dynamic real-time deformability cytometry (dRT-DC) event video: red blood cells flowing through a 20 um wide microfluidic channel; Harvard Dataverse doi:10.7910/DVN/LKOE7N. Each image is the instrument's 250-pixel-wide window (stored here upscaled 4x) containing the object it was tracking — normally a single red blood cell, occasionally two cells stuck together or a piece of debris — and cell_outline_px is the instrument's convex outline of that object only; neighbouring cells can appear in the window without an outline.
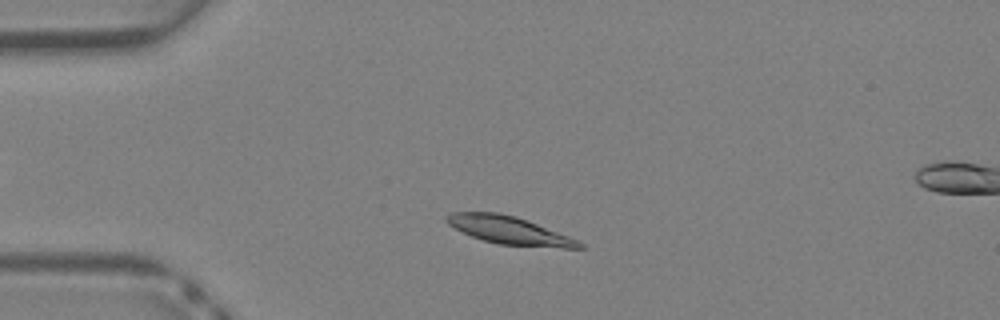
{"species": "Egyptian fruit bat (a non-hibernating species)", "species_latin": "Rousettus aegyptiacus", "temperature_condition": "warm", "stored_images_in_passage": 36, "segment_of_instrument_passage": [1, 2], "camera_frame_rate_fps": 3000, "um_per_image_px": 0.085, "animal": {"sex": "female"}, "frame": {"image": 1, "passage_image": 5, "time_ms": 1.333, "image_size_px": [1000, 320], "cell_outline_px": [[584, 248], [564, 248], [496, 244], [472, 236], [448, 224], [444, 220], [444, 216], [452, 212], [500, 212], [516, 216], [580, 240], [584, 244]], "centroid_in_image_um": [43.31, 19.57], "position_along_channel_um": 41.7, "area_um2": 21.56}}
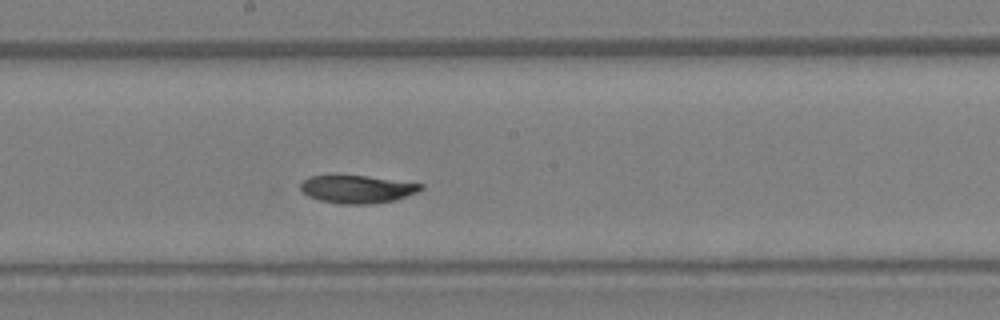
{"frame": {"image": 2, "passage_image": 17, "time_ms": 5.333, "image_size_px": [1000, 320], "cell_outline_px": [[424, 188], [416, 192], [396, 200], [372, 204], [340, 204], [320, 200], [308, 196], [300, 188], [300, 184], [308, 176], [332, 172], [368, 176], [424, 184]], "centroid_in_image_um": [30.3, 16.03], "position_along_channel_um": 217.9, "area_um2": 20.29}}
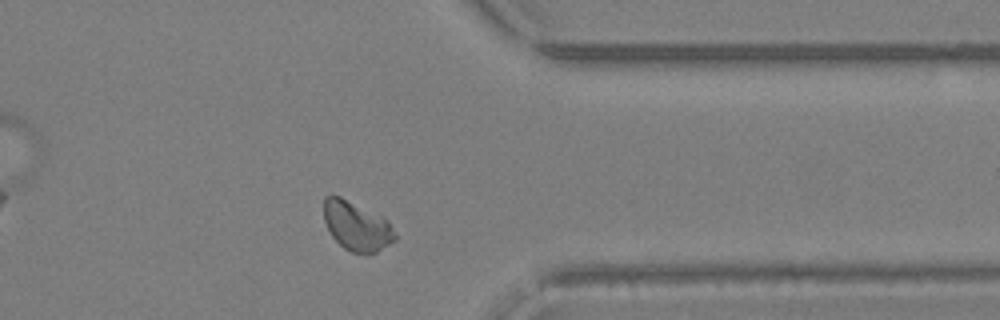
{"frame": {"image": 3, "passage_image": 27, "time_ms": 8.667, "image_size_px": [1000, 320], "cell_outline_px": [[396, 240], [376, 252], [352, 252], [344, 248], [332, 236], [324, 220], [324, 196], [332, 192], [384, 216], [388, 220], [396, 236]], "centroid_in_image_um": [30.3, 19.15], "position_along_channel_um": 381.1, "area_um2": 20.52}}